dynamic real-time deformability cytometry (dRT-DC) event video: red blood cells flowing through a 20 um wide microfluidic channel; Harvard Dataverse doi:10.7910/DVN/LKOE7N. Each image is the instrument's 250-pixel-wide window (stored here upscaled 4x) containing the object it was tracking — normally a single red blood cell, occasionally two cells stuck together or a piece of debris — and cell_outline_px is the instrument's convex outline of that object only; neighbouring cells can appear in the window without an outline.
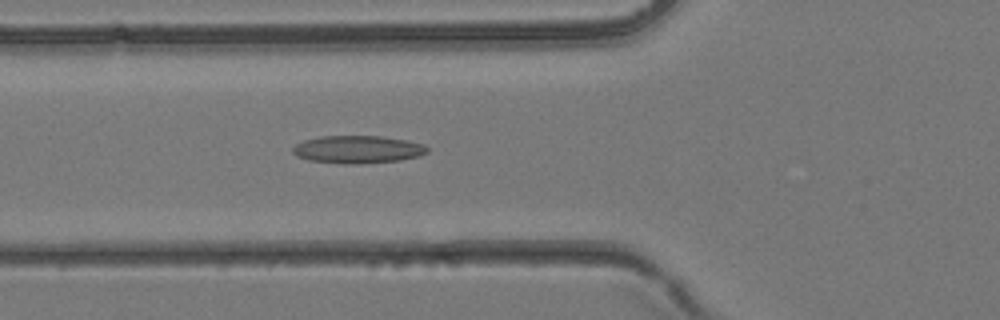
{"species": "common noctule bat (a hibernating species)", "species_latin": "Nyctalus noctula", "temperature_condition": "room temperature", "stored_images_in_passage": 31, "camera_frame_rate_fps": 3000, "um_per_image_px": 0.085, "animal": {"sex": "female", "body_mass_g": 24.6, "forearm_length_mm": 56.2}, "frame": {"image": 1, "passage_image": 6, "time_ms": 1.667, "image_size_px": [1000, 320], "cell_outline_px": [[428, 152], [420, 156], [400, 160], [356, 164], [344, 164], [308, 160], [296, 156], [292, 152], [292, 148], [296, 144], [304, 140], [320, 136], [380, 136], [408, 140], [424, 144], [428, 148]], "centroid_in_image_um": [30.41, 12.7], "position_along_channel_um": 95.4, "area_um2": 21.85}}
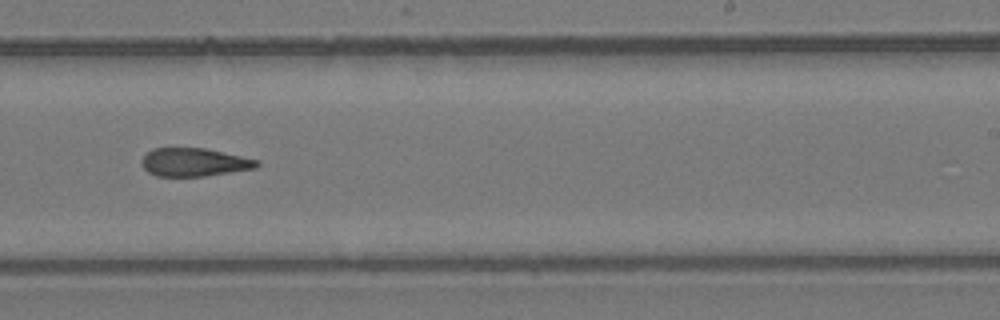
{"frame": {"image": 2, "passage_image": 16, "time_ms": 5.0, "image_size_px": [1000, 320], "cell_outline_px": [[260, 164], [256, 168], [204, 176], [156, 176], [148, 172], [140, 164], [140, 160], [152, 148], [204, 148], [260, 160]], "centroid_in_image_um": [16.49, 13.79], "position_along_channel_um": 272.5, "area_um2": 18.96}}
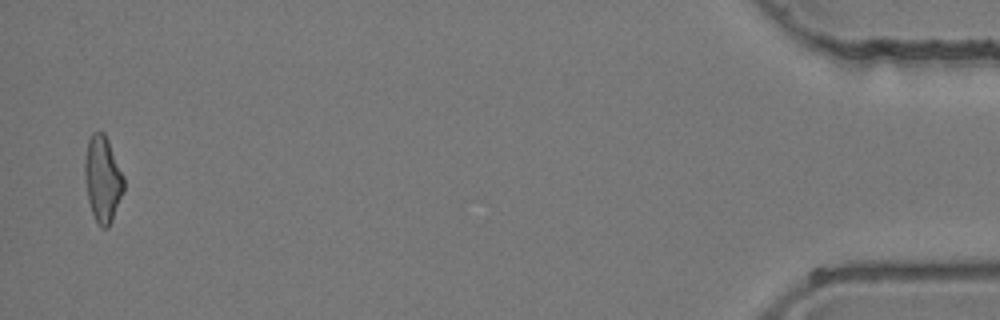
{"frame": {"image": 3, "passage_image": 30, "time_ms": 9.667, "image_size_px": [1000, 320], "cell_outline_px": [[124, 192], [112, 220], [108, 228], [100, 228], [92, 212], [88, 200], [84, 176], [84, 160], [88, 140], [92, 132], [104, 132], [108, 140], [124, 176]], "centroid_in_image_um": [8.73, 15.22], "position_along_channel_um": 426.5, "area_um2": 19.71}}